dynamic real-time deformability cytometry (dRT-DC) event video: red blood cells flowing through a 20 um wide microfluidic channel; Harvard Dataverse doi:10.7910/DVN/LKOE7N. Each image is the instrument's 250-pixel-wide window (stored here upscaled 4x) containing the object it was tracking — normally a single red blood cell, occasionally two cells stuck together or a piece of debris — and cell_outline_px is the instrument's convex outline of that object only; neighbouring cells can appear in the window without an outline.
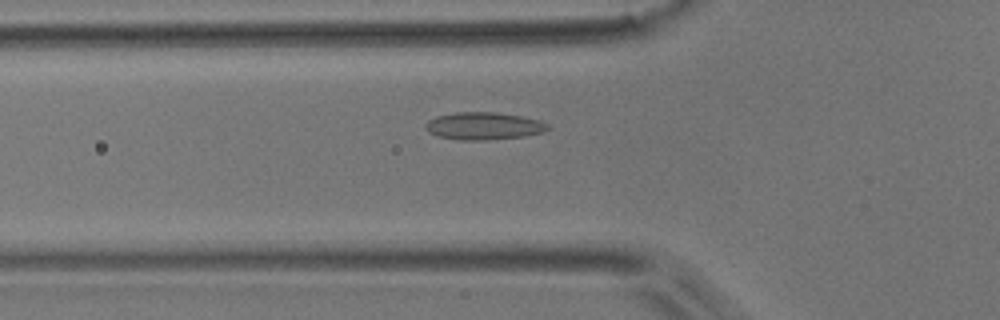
{"species": "common noctule bat (a hibernating species)", "species_latin": "Nyctalus noctula", "temperature_condition": "room temperature", "stored_images_in_passage": 43, "camera_frame_rate_fps": 3000, "um_per_image_px": 0.085, "animal": {"sex": "male", "body_mass_g": 17.9}, "frame": {"image": 1, "passage_image": 7, "time_ms": 2.0, "image_size_px": [1000, 320], "cell_outline_px": [[548, 128], [544, 132], [524, 136], [484, 140], [460, 140], [436, 136], [428, 132], [424, 128], [424, 124], [428, 120], [436, 116], [456, 112], [496, 112], [524, 116], [540, 120], [548, 124]], "centroid_in_image_um": [41.08, 10.7], "position_along_channel_um": 84.7, "area_um2": 19.77}}
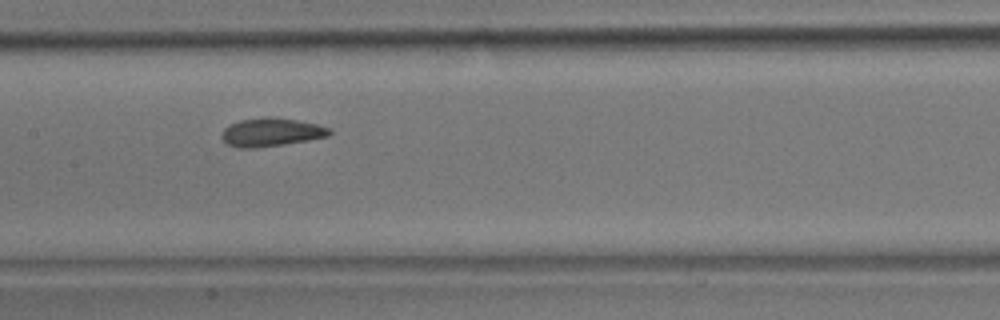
{"frame": {"image": 2, "passage_image": 15, "time_ms": 4.667, "image_size_px": [1000, 320], "cell_outline_px": [[332, 132], [328, 136], [308, 140], [284, 144], [256, 148], [236, 148], [228, 144], [220, 136], [220, 132], [228, 124], [240, 120], [264, 116], [276, 116], [316, 124], [328, 128]], "centroid_in_image_um": [22.99, 11.23], "position_along_channel_um": 184.4, "area_um2": 18.03}}
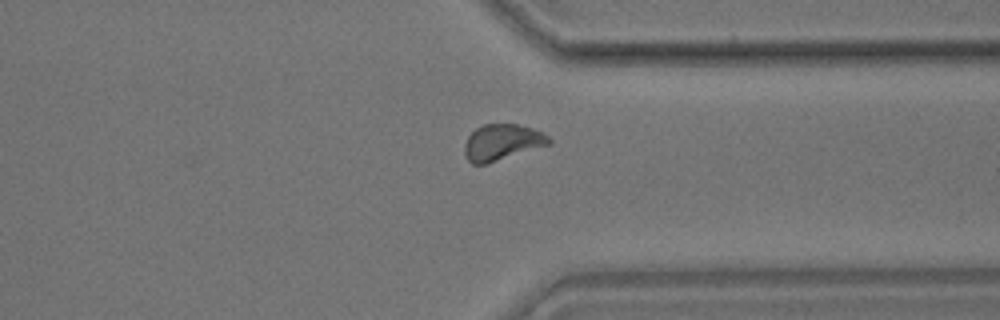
{"frame": {"image": 3, "passage_image": 30, "time_ms": 9.667, "image_size_px": [1000, 320], "cell_outline_px": [[552, 144], [488, 164], [472, 164], [468, 160], [464, 152], [464, 144], [468, 136], [476, 128], [484, 124], [516, 124], [532, 128], [548, 136], [552, 140]], "centroid_in_image_um": [42.68, 12.11], "position_along_channel_um": 368.7, "area_um2": 17.92}, "authors_computed_cell_mechanics": {"area_um2": 17.5134, "velocity_mm_per_s": 3.7154, "shape_relaxation_time_tau1_ms": 5.1875, "shape_relaxation_time_tau2_ms": 1.3629, "deformation_change_tau1": 0.141, "deformation_change_tau2": 0.0577}}